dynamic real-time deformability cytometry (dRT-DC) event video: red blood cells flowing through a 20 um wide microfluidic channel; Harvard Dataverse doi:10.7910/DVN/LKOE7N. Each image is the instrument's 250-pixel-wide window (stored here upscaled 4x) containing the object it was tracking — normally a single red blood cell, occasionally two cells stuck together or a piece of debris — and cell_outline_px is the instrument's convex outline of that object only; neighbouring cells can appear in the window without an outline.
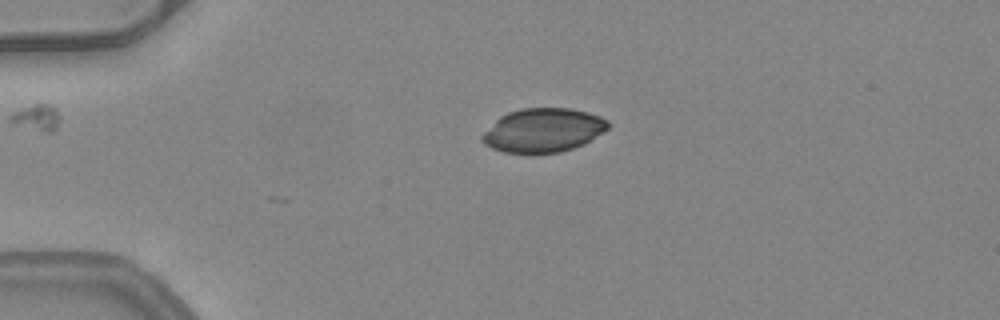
{"species": "common noctule bat (a hibernating species)", "species_latin": "Nyctalus noctula", "temperature_condition": "warm", "stored_images_in_passage": 3, "camera_frame_rate_fps": 3000, "um_per_image_px": 0.085, "animal": {"sex": "female", "body_mass_g": 24.6, "forearm_length_mm": 56.2}, "frame": {"image": 1, "passage_image": 3, "time_ms": 0.667, "image_size_px": [1000, 320], "cell_outline_px": [[608, 128], [584, 144], [560, 152], [504, 152], [492, 148], [484, 144], [480, 140], [480, 136], [500, 116], [508, 112], [524, 108], [568, 108], [588, 112], [600, 116], [608, 120]], "centroid_in_image_um": [46.16, 11.06], "position_along_channel_um": 38.8, "area_um2": 31.85}}